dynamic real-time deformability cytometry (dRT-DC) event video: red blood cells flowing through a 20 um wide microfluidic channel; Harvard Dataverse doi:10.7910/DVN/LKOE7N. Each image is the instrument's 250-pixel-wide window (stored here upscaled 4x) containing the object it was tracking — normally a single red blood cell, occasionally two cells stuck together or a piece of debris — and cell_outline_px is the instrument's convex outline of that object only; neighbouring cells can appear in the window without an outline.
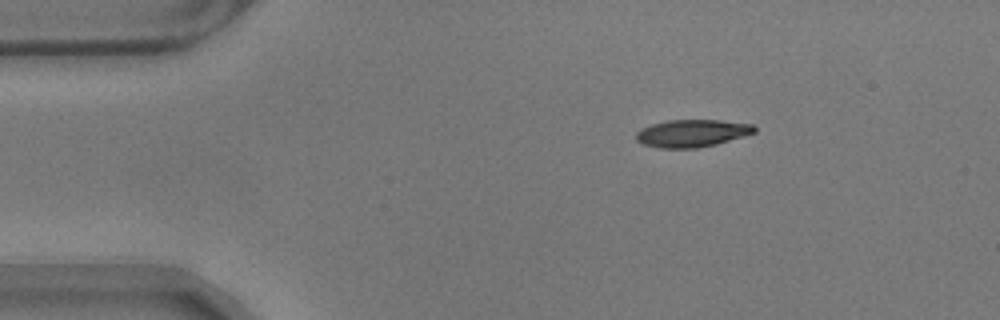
{"species": "common noctule bat (a hibernating species)", "species_latin": "Nyctalus noctula", "temperature_condition": "warm", "stored_images_in_passage": 9, "camera_frame_rate_fps": 3000, "um_per_image_px": 0.085, "animal": {"sex": "male", "body_mass_g": 17.9}, "frame": {"image": 1, "passage_image": 1, "time_ms": 0.0, "image_size_px": [1000, 320], "cell_outline_px": [[756, 132], [744, 136], [716, 144], [696, 148], [660, 148], [640, 144], [636, 140], [636, 132], [640, 128], [652, 124], [668, 120], [720, 120], [752, 124], [756, 128]], "centroid_in_image_um": [58.79, 11.33], "position_along_channel_um": 26.2, "area_um2": 19.02}}